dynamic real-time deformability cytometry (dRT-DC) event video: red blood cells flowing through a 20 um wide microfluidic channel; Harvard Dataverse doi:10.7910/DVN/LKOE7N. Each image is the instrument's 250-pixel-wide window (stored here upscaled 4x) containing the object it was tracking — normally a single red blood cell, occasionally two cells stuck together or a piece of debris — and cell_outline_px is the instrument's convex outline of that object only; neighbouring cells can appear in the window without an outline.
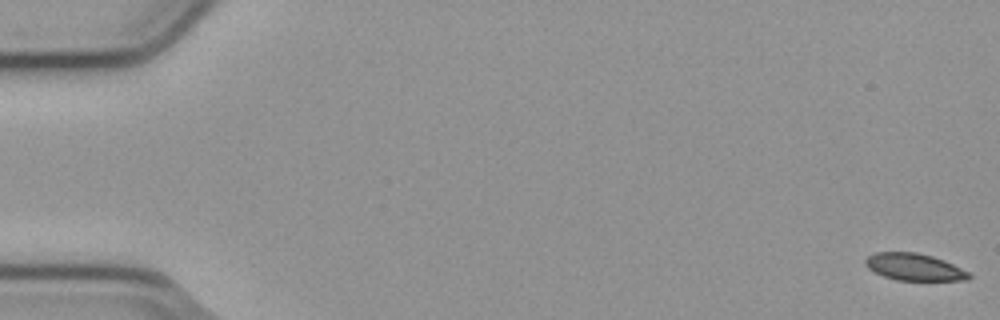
{"species": "common noctule bat (a hibernating species)", "species_latin": "Nyctalus noctula", "temperature_condition": "cold", "stored_images_in_passage": 56, "camera_frame_rate_fps": 3000, "um_per_image_px": 0.085, "animal": {"sex": "male", "body_mass_g": 23.1, "forearm_length_mm": 52.7}, "frame": {"image": 1, "passage_image": 1, "time_ms": 0.0, "image_size_px": [1000, 320], "cell_outline_px": [[972, 276], [968, 280], [896, 280], [884, 276], [868, 268], [864, 264], [864, 260], [868, 256], [876, 252], [916, 252], [932, 256], [944, 260], [968, 272]], "centroid_in_image_um": [77.69, 22.69], "position_along_channel_um": 7.3, "area_um2": 16.18}}
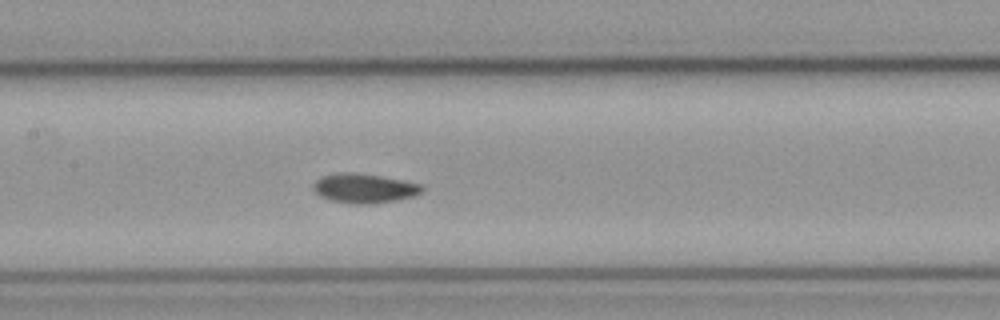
{"frame": {"image": 2, "passage_image": 27, "time_ms": 8.667, "image_size_px": [1000, 320], "cell_outline_px": [[424, 188], [416, 196], [396, 200], [372, 204], [352, 204], [332, 200], [320, 196], [312, 188], [312, 184], [316, 180], [324, 176], [348, 172], [380, 176], [420, 184]], "centroid_in_image_um": [30.96, 16.02], "position_along_channel_um": 176.4, "area_um2": 18.32}}
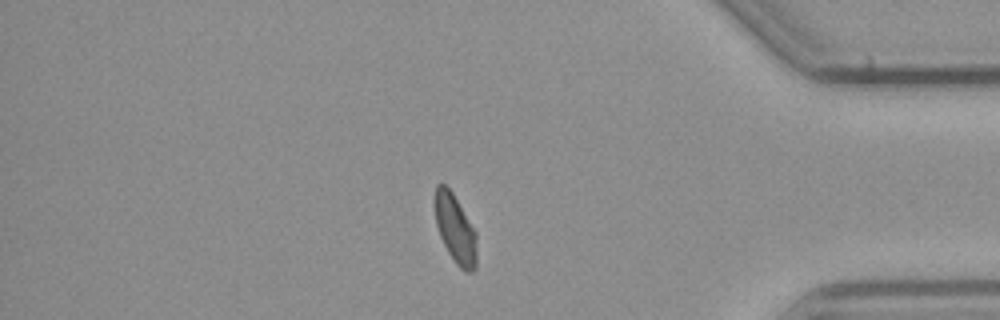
{"frame": {"image": 3, "passage_image": 47, "time_ms": 15.333, "image_size_px": [1000, 320], "cell_outline_px": [[476, 268], [472, 272], [468, 272], [460, 268], [456, 264], [448, 252], [440, 236], [436, 224], [436, 184], [444, 184], [452, 192], [476, 232]], "centroid_in_image_um": [38.72, 19.5], "position_along_channel_um": 396.5, "area_um2": 16.36}, "authors_computed_cell_mechanics": {"area_um2": 17.7446, "velocity_mm_per_s": 3.7702, "shape_relaxation_time_tau1_ms": 2.9865, "shape_relaxation_time_tau2_ms": 6.1915, "deformation_change_tau1": 0.1054, "deformation_change_tau2": 0.1079}}